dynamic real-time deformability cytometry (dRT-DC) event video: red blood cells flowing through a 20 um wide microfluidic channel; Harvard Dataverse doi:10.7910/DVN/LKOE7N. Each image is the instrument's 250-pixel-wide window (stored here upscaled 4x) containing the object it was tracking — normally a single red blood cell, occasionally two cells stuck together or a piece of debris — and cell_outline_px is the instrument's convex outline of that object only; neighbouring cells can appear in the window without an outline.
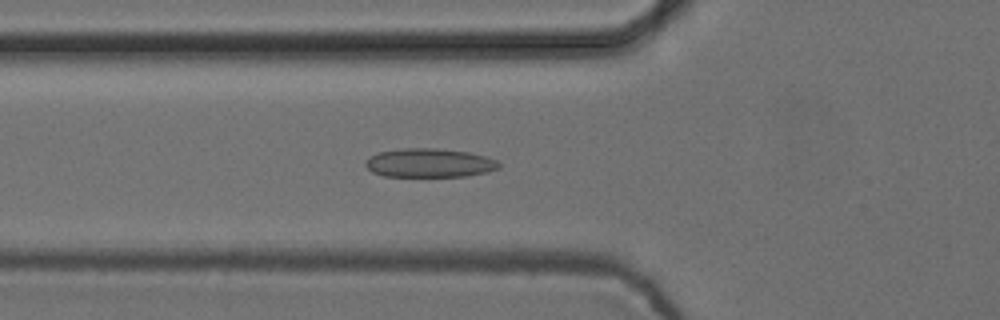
{"species": "common noctule bat (a hibernating species)", "species_latin": "Nyctalus noctula", "temperature_condition": "cold", "stored_images_in_passage": 39, "camera_frame_rate_fps": 3000, "um_per_image_px": 0.085, "animal": {"sex": "female", "body_mass_g": 24.6, "forearm_length_mm": 56.2}, "frame": {"image": 1, "passage_image": 7, "time_ms": 2.0, "image_size_px": [1000, 320], "cell_outline_px": [[500, 168], [488, 172], [464, 176], [384, 176], [372, 172], [364, 164], [372, 156], [380, 152], [404, 148], [436, 148], [468, 152], [484, 156], [496, 160], [500, 164]], "centroid_in_image_um": [36.53, 13.85], "position_along_channel_um": 89.3, "area_um2": 22.2}}
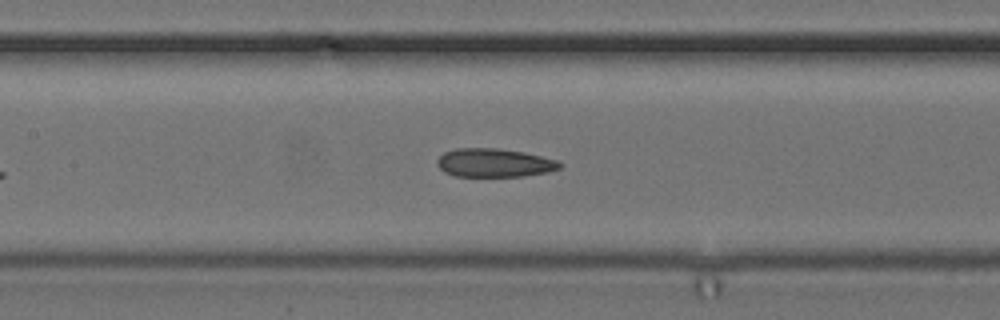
{"frame": {"image": 2, "passage_image": 13, "time_ms": 4.0, "image_size_px": [1000, 320], "cell_outline_px": [[564, 164], [560, 168], [548, 172], [524, 176], [456, 176], [444, 172], [436, 164], [436, 160], [444, 152], [456, 148], [496, 148], [524, 152], [556, 160]], "centroid_in_image_um": [42.0, 13.84], "position_along_channel_um": 165.4, "area_um2": 20.4}}
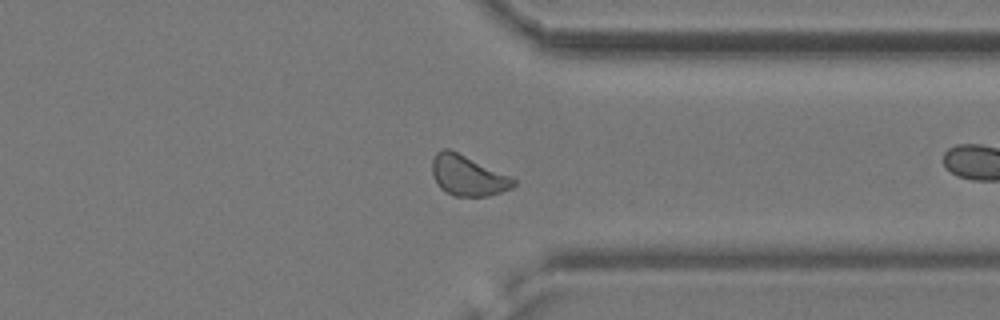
{"frame": {"image": 3, "passage_image": 26, "time_ms": 8.333, "image_size_px": [1000, 320], "cell_outline_px": [[516, 184], [512, 188], [488, 196], [452, 196], [440, 188], [436, 184], [432, 172], [432, 160], [436, 152], [444, 148], [448, 148], [512, 176], [516, 180]], "centroid_in_image_um": [39.76, 14.92], "position_along_channel_um": 371.6, "area_um2": 19.31}, "authors_computed_cell_mechanics": {"area_um2": 20.3456, "velocity_mm_per_s": 3.786, "shape_relaxation_time_tau1_ms": null, "shape_relaxation_time_tau2_ms": 2.8798, "deformation_change_tau1": null, "deformation_change_tau2": 0.0983}}